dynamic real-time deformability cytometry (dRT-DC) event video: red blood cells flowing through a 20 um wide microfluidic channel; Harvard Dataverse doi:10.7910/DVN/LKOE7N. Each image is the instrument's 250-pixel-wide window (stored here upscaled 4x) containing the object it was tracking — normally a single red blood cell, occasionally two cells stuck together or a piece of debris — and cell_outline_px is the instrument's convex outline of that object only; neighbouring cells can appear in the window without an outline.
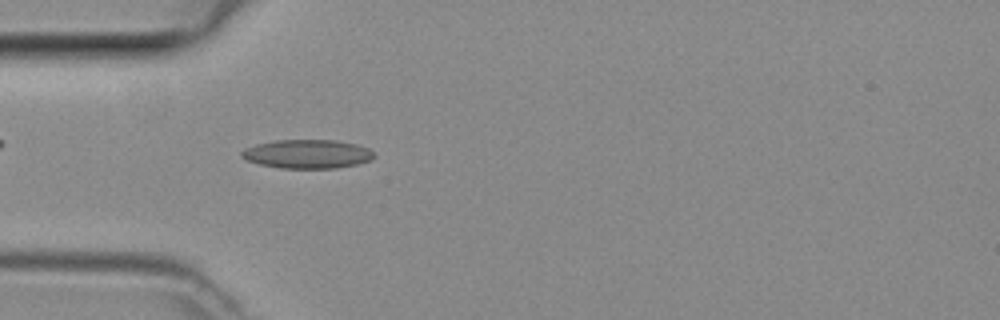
{"species": "common noctule bat (a hibernating species)", "species_latin": "Nyctalus noctula", "temperature_condition": "room temperature", "stored_images_in_passage": 46, "camera_frame_rate_fps": 3000, "um_per_image_px": 0.085, "animal": {"sex": "female", "body_mass_g": 29.2, "forearm_length_mm": 56.3}, "frame": {"image": 1, "passage_image": 13, "time_ms": 4.0, "image_size_px": [1000, 320], "cell_outline_px": [[376, 156], [372, 160], [356, 164], [336, 168], [280, 168], [260, 164], [248, 160], [240, 156], [240, 152], [244, 148], [256, 144], [276, 140], [336, 140], [356, 144], [368, 148]], "centroid_in_image_um": [26.12, 13.08], "position_along_channel_um": 58.9, "area_um2": 22.25}}
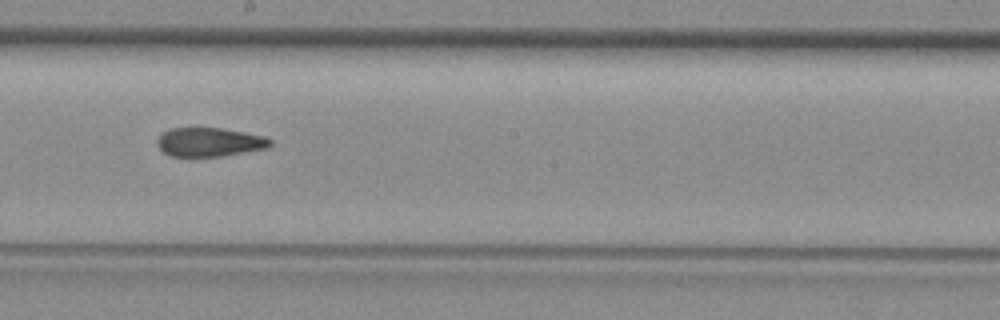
{"frame": {"image": 2, "passage_image": 25, "time_ms": 8.0, "image_size_px": [1000, 320], "cell_outline_px": [[272, 144], [268, 148], [224, 156], [172, 156], [164, 152], [156, 144], [156, 140], [168, 128], [220, 128], [244, 132], [264, 136], [272, 140]], "centroid_in_image_um": [17.82, 12.08], "position_along_channel_um": 230.4, "area_um2": 19.02}}
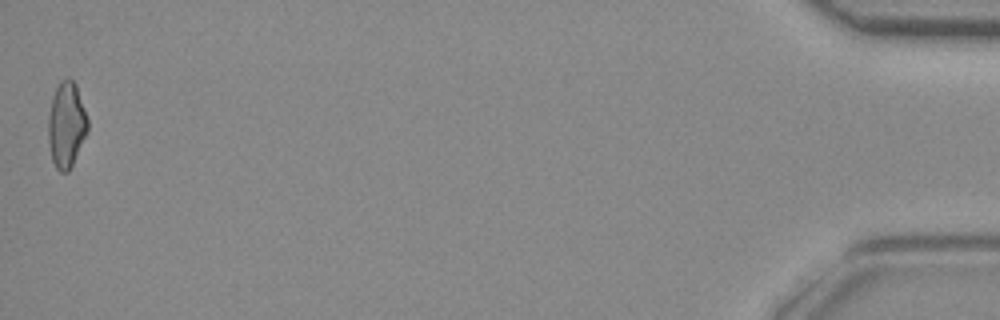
{"frame": {"image": 3, "passage_image": 46, "time_ms": 15.0, "image_size_px": [1000, 320], "cell_outline_px": [[88, 128], [72, 164], [68, 172], [60, 172], [56, 168], [52, 160], [48, 140], [48, 116], [52, 96], [60, 80], [68, 76], [76, 84], [88, 120]], "centroid_in_image_um": [5.62, 10.57], "position_along_channel_um": 429.6, "area_um2": 19.54}}